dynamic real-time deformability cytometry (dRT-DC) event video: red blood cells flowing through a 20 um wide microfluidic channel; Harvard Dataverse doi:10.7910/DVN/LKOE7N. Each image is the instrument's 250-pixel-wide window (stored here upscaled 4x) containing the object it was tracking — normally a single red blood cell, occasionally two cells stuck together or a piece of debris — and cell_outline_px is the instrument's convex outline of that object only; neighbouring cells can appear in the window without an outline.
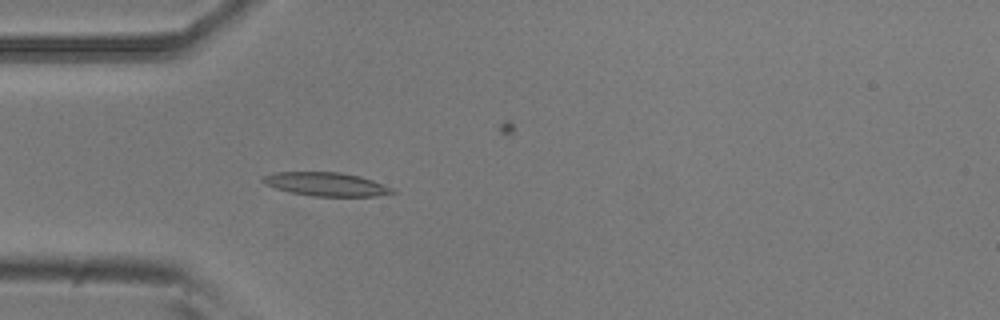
{"species": "common noctule bat (a hibernating species)", "species_latin": "Nyctalus noctula", "temperature_condition": "room temperature", "stored_images_in_passage": 56, "camera_frame_rate_fps": 3000, "um_per_image_px": 0.085, "animal": {"sex": "male", "body_mass_g": 20.5, "forearm_length_mm": 52.5}, "frame": {"image": 1, "passage_image": 17, "time_ms": 5.333, "image_size_px": [1000, 320], "cell_outline_px": [[396, 192], [376, 196], [312, 196], [288, 192], [276, 188], [260, 180], [264, 176], [276, 172], [340, 172], [360, 176], [372, 180], [392, 188]], "centroid_in_image_um": [27.72, 15.66], "position_along_channel_um": 57.3, "area_um2": 17.63}}
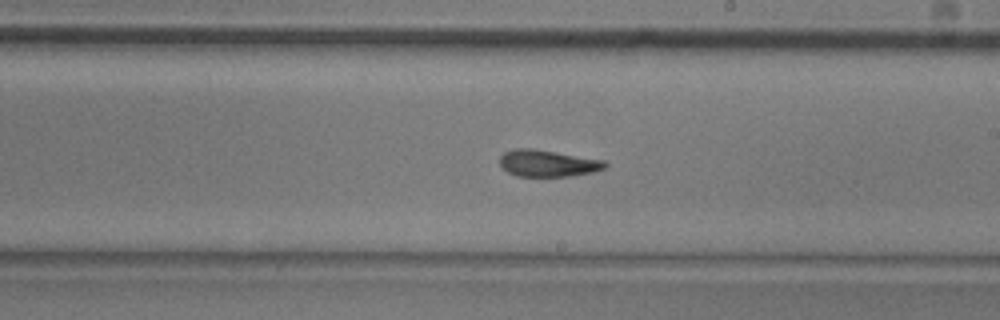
{"frame": {"image": 2, "passage_image": 32, "time_ms": 10.333, "image_size_px": [1000, 320], "cell_outline_px": [[608, 164], [604, 168], [592, 172], [572, 176], [516, 176], [508, 172], [500, 164], [500, 156], [504, 152], [516, 148], [532, 148], [604, 160]], "centroid_in_image_um": [46.55, 13.88], "position_along_channel_um": 242.5, "area_um2": 16.3}}
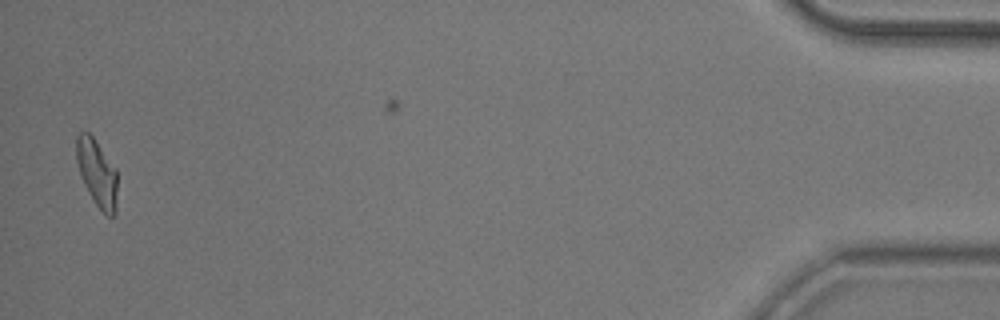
{"frame": {"image": 3, "passage_image": 54, "time_ms": 17.667, "image_size_px": [1000, 320], "cell_outline_px": [[116, 212], [112, 216], [108, 216], [96, 204], [88, 192], [80, 176], [76, 160], [76, 136], [80, 132], [88, 132], [92, 136], [116, 168]], "centroid_in_image_um": [8.22, 14.68], "position_along_channel_um": 427.0, "area_um2": 15.84}, "authors_computed_cell_mechanics": {"area_um2": 16.6753, "velocity_mm_per_s": 3.7622, "shape_relaxation_time_tau1_ms": 6.2026, "shape_relaxation_time_tau2_ms": 2.4336, "deformation_change_tau1": 0.1667, "deformation_change_tau2": 0.0888}}